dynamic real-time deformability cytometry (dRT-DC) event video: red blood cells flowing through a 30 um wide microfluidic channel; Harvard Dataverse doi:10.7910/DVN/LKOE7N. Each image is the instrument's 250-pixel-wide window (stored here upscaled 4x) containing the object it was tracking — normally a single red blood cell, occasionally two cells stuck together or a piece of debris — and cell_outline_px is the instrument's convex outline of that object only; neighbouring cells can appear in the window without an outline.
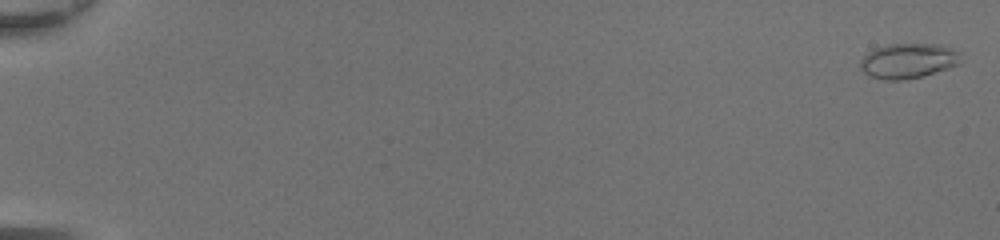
{"species": "common noctule bat (a hibernating species)", "species_latin": "Nyctalus noctula", "temperature_condition": "room temperature", "stored_images_in_passage": 50, "camera_frame_rate_fps": 3000, "um_per_image_px": 0.085, "animal": {"sex": "female", "body_mass_g": 20.0, "forearm_length_mm": 54.0}, "frame": {"image": 1, "passage_image": 2, "time_ms": 0.333, "image_size_px": [1000, 240], "cell_outline_px": [[960, 64], [948, 68], [920, 76], [904, 80], [884, 80], [872, 76], [864, 72], [860, 68], [860, 60], [868, 52], [876, 48], [888, 44], [940, 44], [952, 48], [960, 52]], "centroid_in_image_um": [77.2, 5.16], "position_along_channel_um": 7.8, "area_um2": 20.4}}
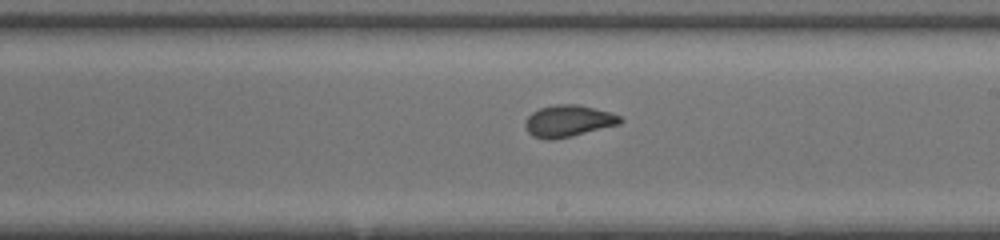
{"frame": {"image": 2, "passage_image": 32, "time_ms": 10.333, "image_size_px": [1000, 240], "cell_outline_px": [[624, 120], [620, 124], [572, 136], [552, 140], [544, 140], [532, 136], [528, 132], [524, 124], [528, 116], [532, 112], [540, 108], [556, 104], [580, 104], [608, 112], [620, 116]], "centroid_in_image_um": [48.29, 10.29], "position_along_channel_um": 240.7, "area_um2": 17.63}}
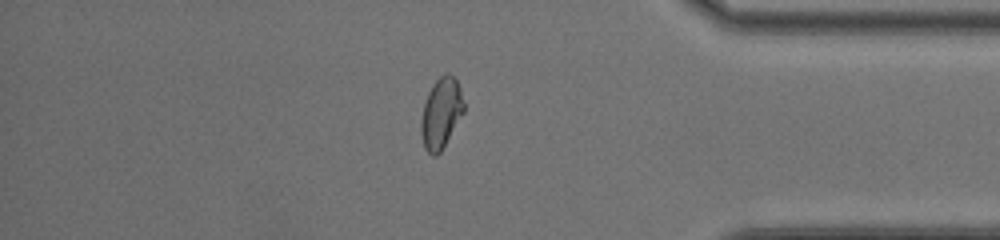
{"frame": {"image": 3, "passage_image": 44, "time_ms": 14.333, "image_size_px": [1000, 240], "cell_outline_px": [[464, 112], [440, 152], [436, 156], [432, 156], [424, 148], [420, 132], [420, 120], [424, 104], [428, 92], [432, 84], [444, 72], [448, 72], [456, 80], [460, 88], [464, 104]], "centroid_in_image_um": [37.47, 9.61], "position_along_channel_um": 397.7, "area_um2": 17.63}}